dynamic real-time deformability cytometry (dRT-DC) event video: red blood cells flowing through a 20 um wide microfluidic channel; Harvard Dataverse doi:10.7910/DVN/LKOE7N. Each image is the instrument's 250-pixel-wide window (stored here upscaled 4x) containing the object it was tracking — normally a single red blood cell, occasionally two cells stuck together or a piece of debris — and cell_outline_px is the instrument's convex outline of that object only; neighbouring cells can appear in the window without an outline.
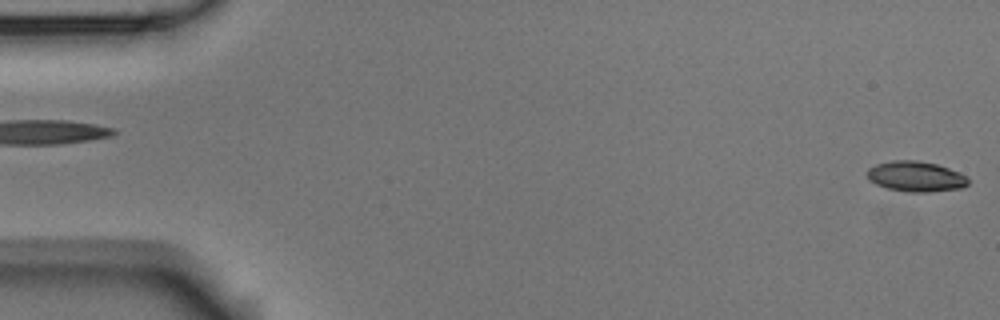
{"species": "Egyptian fruit bat (a non-hibernating species)", "species_latin": "Rousettus aegyptiacus", "temperature_condition": "room temperature", "stored_images_in_passage": 5, "segment_of_instrument_passage": [1, 2], "camera_frame_rate_fps": 3000, "um_per_image_px": 0.085, "animal": {"sex": "male"}, "frame": {"image": 1, "passage_image": 1, "time_ms": 0.0, "image_size_px": [1000, 320], "cell_outline_px": [[968, 184], [960, 188], [928, 192], [908, 192], [888, 188], [876, 184], [868, 180], [868, 168], [876, 164], [892, 160], [916, 160], [936, 164], [948, 168], [968, 176]], "centroid_in_image_um": [77.83, 14.99], "position_along_channel_um": 7.2, "area_um2": 17.8}}
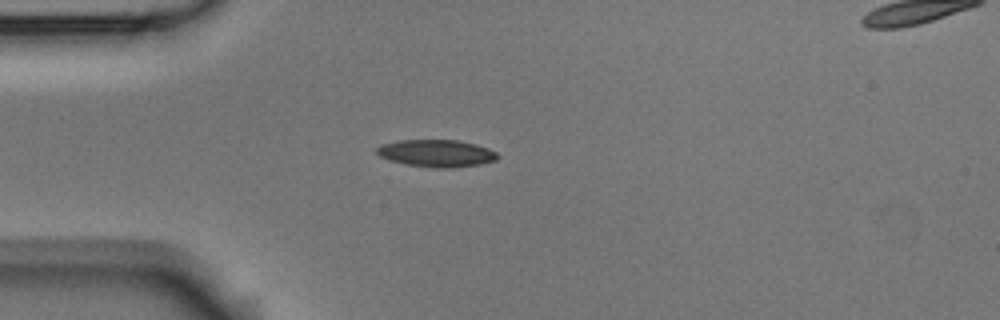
{"frame": {"image": 2, "passage_image": 4, "time_ms": 4.667, "image_size_px": [1000, 320], "cell_outline_px": [[500, 156], [496, 160], [480, 164], [452, 168], [432, 168], [404, 164], [388, 160], [380, 156], [376, 152], [376, 148], [380, 144], [400, 140], [460, 140], [476, 144], [488, 148], [496, 152]], "centroid_in_image_um": [37.09, 13.03], "position_along_channel_um": 47.9, "area_um2": 19.42}}